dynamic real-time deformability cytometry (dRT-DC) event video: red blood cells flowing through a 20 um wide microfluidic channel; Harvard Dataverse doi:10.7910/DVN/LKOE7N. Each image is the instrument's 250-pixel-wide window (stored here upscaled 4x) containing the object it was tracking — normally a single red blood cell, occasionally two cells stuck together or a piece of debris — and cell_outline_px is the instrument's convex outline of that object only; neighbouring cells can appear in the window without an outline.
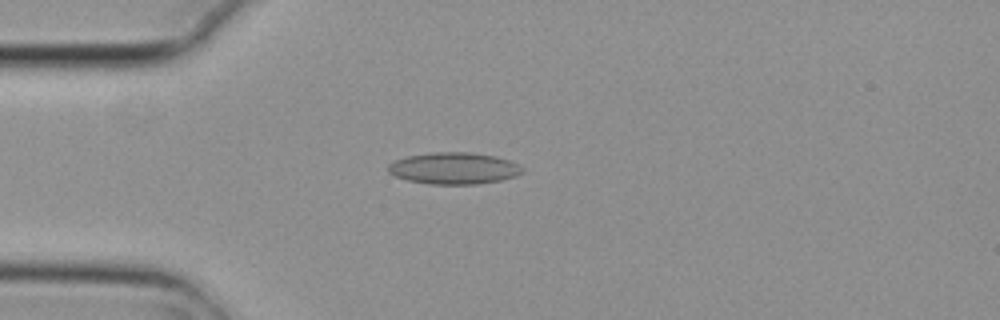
{"species": "common noctule bat (a hibernating species)", "species_latin": "Nyctalus noctula", "temperature_condition": "cold", "stored_images_in_passage": 4, "camera_frame_rate_fps": 3000, "um_per_image_px": 0.085, "animal": {"sex": "female", "body_mass_g": 29.2, "forearm_length_mm": 56.3}, "frame": {"image": 1, "passage_image": 4, "time_ms": 1.0, "image_size_px": [1000, 320], "cell_outline_px": [[524, 172], [516, 176], [500, 180], [476, 184], [428, 184], [408, 180], [396, 176], [388, 172], [388, 164], [396, 160], [408, 156], [432, 152], [468, 152], [496, 156], [508, 160], [524, 168]], "centroid_in_image_um": [38.59, 14.3], "position_along_channel_um": 46.4, "area_um2": 24.68}}